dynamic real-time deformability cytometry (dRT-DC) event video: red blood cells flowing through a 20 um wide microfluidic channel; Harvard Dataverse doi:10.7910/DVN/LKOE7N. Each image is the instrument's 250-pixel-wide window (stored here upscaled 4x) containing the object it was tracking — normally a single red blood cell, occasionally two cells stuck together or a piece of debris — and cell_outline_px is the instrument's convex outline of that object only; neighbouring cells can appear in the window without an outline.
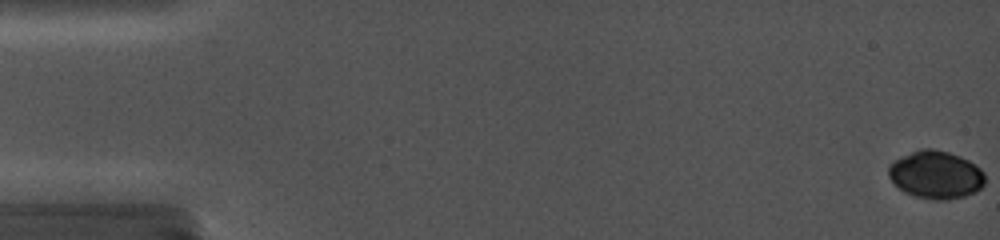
{"species": "common noctule bat (a hibernating species)", "species_latin": "Nyctalus noctula", "temperature_condition": "cold", "stored_images_in_passage": 51, "camera_frame_rate_fps": 5000, "um_per_image_px": 0.085, "animal": {"sex": "female", "body_mass_g": 19.0, "forearm_length_mm": 56.7}, "frame": {"image": 1, "passage_image": 1, "time_ms": 0.0, "image_size_px": [1000, 240], "cell_outline_px": [[984, 184], [976, 192], [964, 196], [948, 200], [932, 200], [916, 196], [904, 192], [888, 176], [888, 168], [896, 160], [912, 152], [924, 148], [932, 148], [948, 152], [960, 156], [968, 160], [980, 168], [984, 172]], "centroid_in_image_um": [79.57, 14.87], "position_along_channel_um": 5.4, "area_um2": 26.65}}
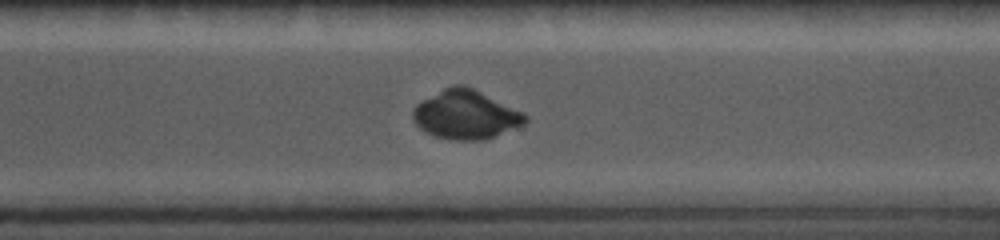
{"frame": {"image": 2, "passage_image": 38, "time_ms": 12.8, "image_size_px": [1000, 240], "cell_outline_px": [[528, 120], [524, 124], [488, 140], [452, 140], [436, 136], [424, 132], [412, 120], [412, 108], [416, 104], [444, 88], [452, 84], [464, 84], [524, 112], [528, 116]], "centroid_in_image_um": [39.59, 9.75], "position_along_channel_um": 331.0, "area_um2": 32.25}}
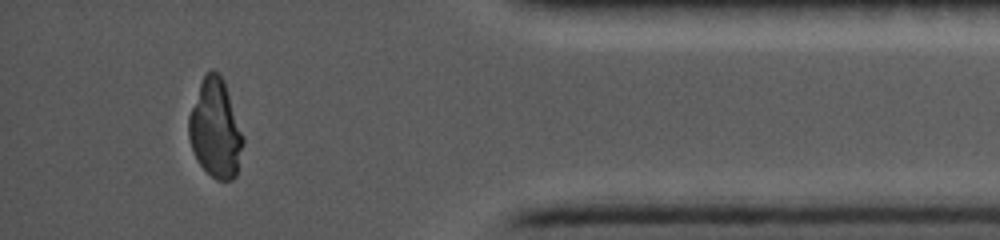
{"frame": {"image": 3, "passage_image": 51, "time_ms": 15.6, "image_size_px": [1000, 240], "cell_outline_px": [[244, 144], [236, 176], [232, 180], [216, 180], [200, 164], [192, 148], [188, 136], [188, 116], [200, 84], [204, 76], [212, 68], [220, 72], [224, 80], [244, 136]], "centroid_in_image_um": [18.33, 10.93], "position_along_channel_um": 416.9, "area_um2": 31.21}}